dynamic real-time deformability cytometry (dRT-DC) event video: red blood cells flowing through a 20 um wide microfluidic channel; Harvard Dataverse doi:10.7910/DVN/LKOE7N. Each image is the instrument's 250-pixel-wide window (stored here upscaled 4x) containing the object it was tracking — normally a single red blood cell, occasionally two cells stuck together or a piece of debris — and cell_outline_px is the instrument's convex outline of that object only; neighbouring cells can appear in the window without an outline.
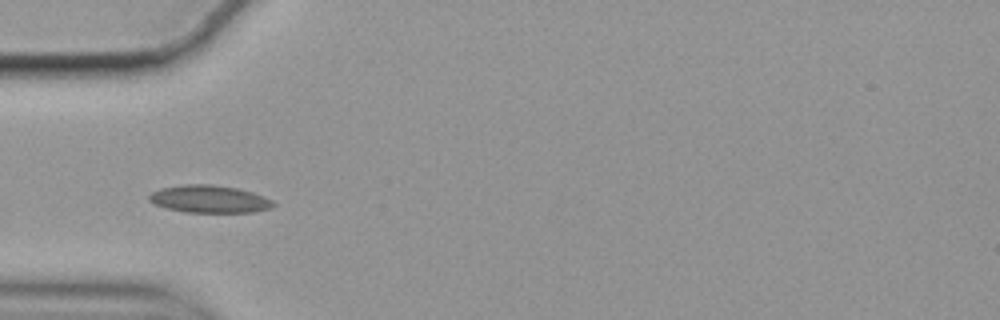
{"species": "common noctule bat (a hibernating species)", "species_latin": "Nyctalus noctula", "temperature_condition": "cold", "stored_images_in_passage": 14, "camera_frame_rate_fps": 3000, "um_per_image_px": 0.085, "animal": {"sex": "female", "body_mass_g": 19.9}, "frame": {"image": 1, "passage_image": 1, "time_ms": 0.0, "image_size_px": [1000, 320], "cell_outline_px": [[276, 204], [272, 208], [252, 212], [184, 212], [168, 208], [156, 204], [148, 200], [148, 196], [152, 192], [160, 188], [184, 184], [212, 184], [236, 188], [252, 192], [264, 196], [272, 200]], "centroid_in_image_um": [17.81, 16.91], "position_along_channel_um": 67.2, "area_um2": 19.88}}
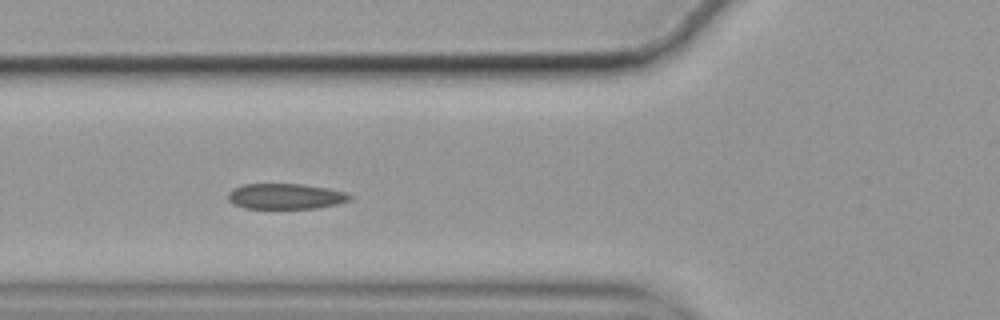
{"frame": {"image": 2, "passage_image": 4, "time_ms": 1.0, "image_size_px": [1000, 320], "cell_outline_px": [[352, 200], [336, 204], [316, 208], [244, 208], [232, 204], [228, 200], [228, 192], [232, 188], [244, 184], [304, 184], [328, 188], [344, 192], [352, 196]], "centroid_in_image_um": [24.25, 16.68], "position_along_channel_um": 101.6, "area_um2": 18.21}}
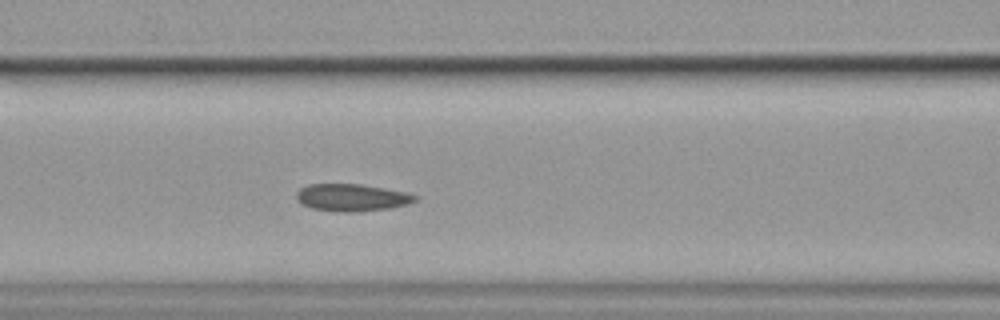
{"frame": {"image": 3, "passage_image": 7, "time_ms": 2.0, "image_size_px": [1000, 320], "cell_outline_px": [[420, 196], [416, 200], [408, 204], [388, 208], [352, 212], [312, 208], [300, 204], [296, 200], [296, 192], [300, 188], [308, 184], [360, 184], [384, 188], [404, 192]], "centroid_in_image_um": [29.88, 16.78], "position_along_channel_um": 136.7, "area_um2": 18.67}}